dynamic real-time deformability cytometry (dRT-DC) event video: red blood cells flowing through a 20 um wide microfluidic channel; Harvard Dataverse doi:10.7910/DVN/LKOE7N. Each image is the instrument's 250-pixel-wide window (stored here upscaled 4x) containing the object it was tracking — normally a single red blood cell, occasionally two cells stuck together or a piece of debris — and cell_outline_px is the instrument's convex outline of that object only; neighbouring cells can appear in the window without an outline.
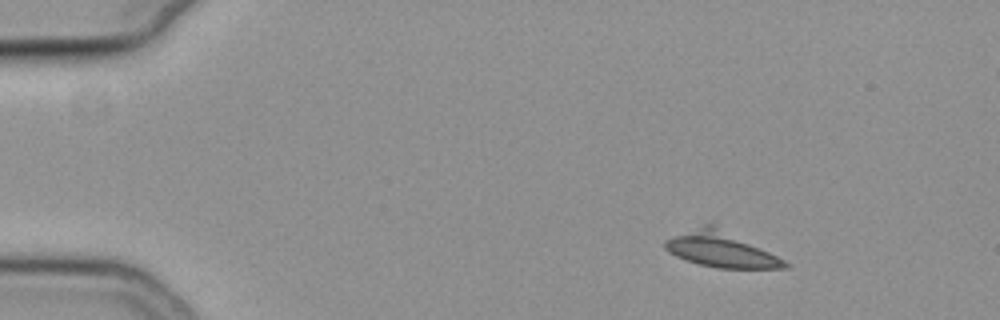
{"species": "common noctule bat (a hibernating species)", "species_latin": "Nyctalus noctula", "temperature_condition": "cold", "stored_images_in_passage": 12, "camera_frame_rate_fps": 3000, "um_per_image_px": 0.085, "animal": {"sex": "female", "body_mass_g": 19.3, "forearm_length_mm": 54.1}, "frame": {"image": 1, "passage_image": 1, "time_ms": 0.0, "image_size_px": [1000, 320], "cell_outline_px": [[792, 264], [788, 268], [720, 268], [700, 264], [684, 260], [668, 252], [664, 248], [664, 240], [704, 224], [712, 224]], "centroid_in_image_um": [61.24, 21.23], "position_along_channel_um": 23.8, "area_um2": 23.87}}